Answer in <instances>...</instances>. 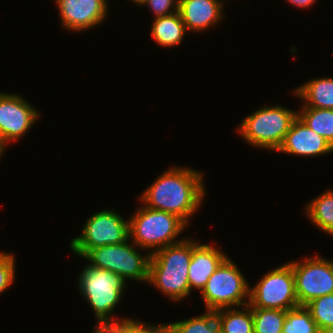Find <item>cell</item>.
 Masks as SVG:
<instances>
[{
    "label": "cell",
    "mask_w": 333,
    "mask_h": 333,
    "mask_svg": "<svg viewBox=\"0 0 333 333\" xmlns=\"http://www.w3.org/2000/svg\"><path fill=\"white\" fill-rule=\"evenodd\" d=\"M202 180L200 171L174 166L163 172L139 198L147 208L174 214L188 224L204 200Z\"/></svg>",
    "instance_id": "cell-1"
},
{
    "label": "cell",
    "mask_w": 333,
    "mask_h": 333,
    "mask_svg": "<svg viewBox=\"0 0 333 333\" xmlns=\"http://www.w3.org/2000/svg\"><path fill=\"white\" fill-rule=\"evenodd\" d=\"M191 258V239H184L156 251L150 257L148 282L169 299L183 300L191 293L188 279Z\"/></svg>",
    "instance_id": "cell-2"
},
{
    "label": "cell",
    "mask_w": 333,
    "mask_h": 333,
    "mask_svg": "<svg viewBox=\"0 0 333 333\" xmlns=\"http://www.w3.org/2000/svg\"><path fill=\"white\" fill-rule=\"evenodd\" d=\"M187 224L166 211L141 206L129 219L130 240L142 249H153L150 254L182 240L178 235Z\"/></svg>",
    "instance_id": "cell-3"
},
{
    "label": "cell",
    "mask_w": 333,
    "mask_h": 333,
    "mask_svg": "<svg viewBox=\"0 0 333 333\" xmlns=\"http://www.w3.org/2000/svg\"><path fill=\"white\" fill-rule=\"evenodd\" d=\"M125 281L110 270L98 269L89 264L82 270L78 278V287L92 307L97 324L120 323L124 320L112 319L111 315L122 294L124 295Z\"/></svg>",
    "instance_id": "cell-4"
},
{
    "label": "cell",
    "mask_w": 333,
    "mask_h": 333,
    "mask_svg": "<svg viewBox=\"0 0 333 333\" xmlns=\"http://www.w3.org/2000/svg\"><path fill=\"white\" fill-rule=\"evenodd\" d=\"M297 116L281 105L264 106L242 120L238 131L252 146L277 151Z\"/></svg>",
    "instance_id": "cell-5"
},
{
    "label": "cell",
    "mask_w": 333,
    "mask_h": 333,
    "mask_svg": "<svg viewBox=\"0 0 333 333\" xmlns=\"http://www.w3.org/2000/svg\"><path fill=\"white\" fill-rule=\"evenodd\" d=\"M250 287L236 264L227 257L209 277L201 291V298L209 311L233 308L235 305L241 307L249 304Z\"/></svg>",
    "instance_id": "cell-6"
},
{
    "label": "cell",
    "mask_w": 333,
    "mask_h": 333,
    "mask_svg": "<svg viewBox=\"0 0 333 333\" xmlns=\"http://www.w3.org/2000/svg\"><path fill=\"white\" fill-rule=\"evenodd\" d=\"M129 244V240L121 244L105 245L91 249L83 258L87 259L89 265L103 270H110L118 274L124 280L148 282L149 263L151 254L141 255Z\"/></svg>",
    "instance_id": "cell-7"
},
{
    "label": "cell",
    "mask_w": 333,
    "mask_h": 333,
    "mask_svg": "<svg viewBox=\"0 0 333 333\" xmlns=\"http://www.w3.org/2000/svg\"><path fill=\"white\" fill-rule=\"evenodd\" d=\"M129 221L112 210L95 213L84 223L81 235L70 242L71 250L84 257L91 249L130 240Z\"/></svg>",
    "instance_id": "cell-8"
},
{
    "label": "cell",
    "mask_w": 333,
    "mask_h": 333,
    "mask_svg": "<svg viewBox=\"0 0 333 333\" xmlns=\"http://www.w3.org/2000/svg\"><path fill=\"white\" fill-rule=\"evenodd\" d=\"M251 308L291 310L299 307L292 266L286 263L262 277L250 287Z\"/></svg>",
    "instance_id": "cell-9"
},
{
    "label": "cell",
    "mask_w": 333,
    "mask_h": 333,
    "mask_svg": "<svg viewBox=\"0 0 333 333\" xmlns=\"http://www.w3.org/2000/svg\"><path fill=\"white\" fill-rule=\"evenodd\" d=\"M293 269L295 292L299 306L315 298L333 293V261L320 256L288 262Z\"/></svg>",
    "instance_id": "cell-10"
},
{
    "label": "cell",
    "mask_w": 333,
    "mask_h": 333,
    "mask_svg": "<svg viewBox=\"0 0 333 333\" xmlns=\"http://www.w3.org/2000/svg\"><path fill=\"white\" fill-rule=\"evenodd\" d=\"M39 112L21 96L0 92V141H17L36 123Z\"/></svg>",
    "instance_id": "cell-11"
},
{
    "label": "cell",
    "mask_w": 333,
    "mask_h": 333,
    "mask_svg": "<svg viewBox=\"0 0 333 333\" xmlns=\"http://www.w3.org/2000/svg\"><path fill=\"white\" fill-rule=\"evenodd\" d=\"M64 28L84 31L94 28L105 20L107 0H55Z\"/></svg>",
    "instance_id": "cell-12"
},
{
    "label": "cell",
    "mask_w": 333,
    "mask_h": 333,
    "mask_svg": "<svg viewBox=\"0 0 333 333\" xmlns=\"http://www.w3.org/2000/svg\"><path fill=\"white\" fill-rule=\"evenodd\" d=\"M277 151L308 157L326 155L333 152V147L297 116Z\"/></svg>",
    "instance_id": "cell-13"
},
{
    "label": "cell",
    "mask_w": 333,
    "mask_h": 333,
    "mask_svg": "<svg viewBox=\"0 0 333 333\" xmlns=\"http://www.w3.org/2000/svg\"><path fill=\"white\" fill-rule=\"evenodd\" d=\"M223 5L220 0H179L178 12L187 31L200 32L223 19Z\"/></svg>",
    "instance_id": "cell-14"
},
{
    "label": "cell",
    "mask_w": 333,
    "mask_h": 333,
    "mask_svg": "<svg viewBox=\"0 0 333 333\" xmlns=\"http://www.w3.org/2000/svg\"><path fill=\"white\" fill-rule=\"evenodd\" d=\"M227 258L225 253L208 244H200L192 240V258L188 268L190 291L192 288L200 292L205 287L209 277Z\"/></svg>",
    "instance_id": "cell-15"
},
{
    "label": "cell",
    "mask_w": 333,
    "mask_h": 333,
    "mask_svg": "<svg viewBox=\"0 0 333 333\" xmlns=\"http://www.w3.org/2000/svg\"><path fill=\"white\" fill-rule=\"evenodd\" d=\"M294 94L306 102L303 107L333 109V78L312 79L299 86Z\"/></svg>",
    "instance_id": "cell-16"
},
{
    "label": "cell",
    "mask_w": 333,
    "mask_h": 333,
    "mask_svg": "<svg viewBox=\"0 0 333 333\" xmlns=\"http://www.w3.org/2000/svg\"><path fill=\"white\" fill-rule=\"evenodd\" d=\"M186 31L185 24L177 11L168 16L155 18L150 35L160 46L171 47L181 44Z\"/></svg>",
    "instance_id": "cell-17"
},
{
    "label": "cell",
    "mask_w": 333,
    "mask_h": 333,
    "mask_svg": "<svg viewBox=\"0 0 333 333\" xmlns=\"http://www.w3.org/2000/svg\"><path fill=\"white\" fill-rule=\"evenodd\" d=\"M239 307L222 308L215 311L216 320L222 333H254L252 308L249 304Z\"/></svg>",
    "instance_id": "cell-18"
},
{
    "label": "cell",
    "mask_w": 333,
    "mask_h": 333,
    "mask_svg": "<svg viewBox=\"0 0 333 333\" xmlns=\"http://www.w3.org/2000/svg\"><path fill=\"white\" fill-rule=\"evenodd\" d=\"M306 206V213L314 225L333 236V190H326Z\"/></svg>",
    "instance_id": "cell-19"
},
{
    "label": "cell",
    "mask_w": 333,
    "mask_h": 333,
    "mask_svg": "<svg viewBox=\"0 0 333 333\" xmlns=\"http://www.w3.org/2000/svg\"><path fill=\"white\" fill-rule=\"evenodd\" d=\"M298 117L333 147V109L302 107Z\"/></svg>",
    "instance_id": "cell-20"
},
{
    "label": "cell",
    "mask_w": 333,
    "mask_h": 333,
    "mask_svg": "<svg viewBox=\"0 0 333 333\" xmlns=\"http://www.w3.org/2000/svg\"><path fill=\"white\" fill-rule=\"evenodd\" d=\"M254 333H282L286 310L252 308Z\"/></svg>",
    "instance_id": "cell-21"
},
{
    "label": "cell",
    "mask_w": 333,
    "mask_h": 333,
    "mask_svg": "<svg viewBox=\"0 0 333 333\" xmlns=\"http://www.w3.org/2000/svg\"><path fill=\"white\" fill-rule=\"evenodd\" d=\"M198 317L170 323L173 333H222L215 311L204 312Z\"/></svg>",
    "instance_id": "cell-22"
},
{
    "label": "cell",
    "mask_w": 333,
    "mask_h": 333,
    "mask_svg": "<svg viewBox=\"0 0 333 333\" xmlns=\"http://www.w3.org/2000/svg\"><path fill=\"white\" fill-rule=\"evenodd\" d=\"M282 333H322L305 306L287 310Z\"/></svg>",
    "instance_id": "cell-23"
},
{
    "label": "cell",
    "mask_w": 333,
    "mask_h": 333,
    "mask_svg": "<svg viewBox=\"0 0 333 333\" xmlns=\"http://www.w3.org/2000/svg\"><path fill=\"white\" fill-rule=\"evenodd\" d=\"M305 308L321 332L333 326V293L313 299Z\"/></svg>",
    "instance_id": "cell-24"
},
{
    "label": "cell",
    "mask_w": 333,
    "mask_h": 333,
    "mask_svg": "<svg viewBox=\"0 0 333 333\" xmlns=\"http://www.w3.org/2000/svg\"><path fill=\"white\" fill-rule=\"evenodd\" d=\"M122 324L125 328V333H173V329L170 323L160 325H147L141 321L124 318Z\"/></svg>",
    "instance_id": "cell-25"
},
{
    "label": "cell",
    "mask_w": 333,
    "mask_h": 333,
    "mask_svg": "<svg viewBox=\"0 0 333 333\" xmlns=\"http://www.w3.org/2000/svg\"><path fill=\"white\" fill-rule=\"evenodd\" d=\"M15 275V258L12 254L0 252V294L12 283Z\"/></svg>",
    "instance_id": "cell-26"
},
{
    "label": "cell",
    "mask_w": 333,
    "mask_h": 333,
    "mask_svg": "<svg viewBox=\"0 0 333 333\" xmlns=\"http://www.w3.org/2000/svg\"><path fill=\"white\" fill-rule=\"evenodd\" d=\"M178 4L179 0H144L141 5H148L154 13L155 18H157L162 16H168L177 12Z\"/></svg>",
    "instance_id": "cell-27"
},
{
    "label": "cell",
    "mask_w": 333,
    "mask_h": 333,
    "mask_svg": "<svg viewBox=\"0 0 333 333\" xmlns=\"http://www.w3.org/2000/svg\"><path fill=\"white\" fill-rule=\"evenodd\" d=\"M93 333H125L122 322L120 323H101L93 330Z\"/></svg>",
    "instance_id": "cell-28"
},
{
    "label": "cell",
    "mask_w": 333,
    "mask_h": 333,
    "mask_svg": "<svg viewBox=\"0 0 333 333\" xmlns=\"http://www.w3.org/2000/svg\"><path fill=\"white\" fill-rule=\"evenodd\" d=\"M288 1L289 3L293 4L294 6L296 7H299V8H308L310 7L311 5L314 4V2H316V0H286Z\"/></svg>",
    "instance_id": "cell-29"
},
{
    "label": "cell",
    "mask_w": 333,
    "mask_h": 333,
    "mask_svg": "<svg viewBox=\"0 0 333 333\" xmlns=\"http://www.w3.org/2000/svg\"><path fill=\"white\" fill-rule=\"evenodd\" d=\"M4 149H5V147L2 145V143L0 141V157L2 156Z\"/></svg>",
    "instance_id": "cell-30"
},
{
    "label": "cell",
    "mask_w": 333,
    "mask_h": 333,
    "mask_svg": "<svg viewBox=\"0 0 333 333\" xmlns=\"http://www.w3.org/2000/svg\"><path fill=\"white\" fill-rule=\"evenodd\" d=\"M322 333H333V326L332 327H330V328H328V329H326L324 332H322Z\"/></svg>",
    "instance_id": "cell-31"
},
{
    "label": "cell",
    "mask_w": 333,
    "mask_h": 333,
    "mask_svg": "<svg viewBox=\"0 0 333 333\" xmlns=\"http://www.w3.org/2000/svg\"><path fill=\"white\" fill-rule=\"evenodd\" d=\"M132 1L138 5H141L144 2V0H132Z\"/></svg>",
    "instance_id": "cell-32"
}]
</instances>
